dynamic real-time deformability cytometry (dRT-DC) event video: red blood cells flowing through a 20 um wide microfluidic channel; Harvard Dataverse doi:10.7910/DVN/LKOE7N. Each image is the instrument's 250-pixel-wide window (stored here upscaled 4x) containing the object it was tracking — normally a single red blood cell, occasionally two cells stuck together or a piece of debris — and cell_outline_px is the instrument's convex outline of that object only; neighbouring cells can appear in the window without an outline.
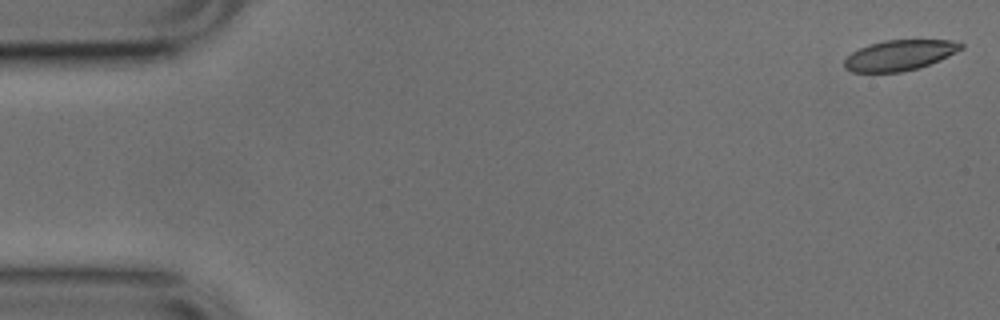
{"species": "common noctule bat (a hibernating species)", "species_latin": "Nyctalus noctula", "temperature_condition": "cold", "stored_images_in_passage": 52, "camera_frame_rate_fps": 3000, "um_per_image_px": 0.085, "animal": {"sex": "male", "body_mass_g": 17.9, "forearm_length_mm": 54.2}, "frame": {"image": 1, "passage_image": 1, "time_ms": 0.0, "image_size_px": [1000, 320], "cell_outline_px": [[964, 48], [940, 60], [920, 68], [900, 72], [852, 72], [844, 68], [844, 60], [852, 52], [868, 44], [884, 40], [952, 40], [964, 44]], "centroid_in_image_um": [76.47, 4.69], "position_along_channel_um": 8.5, "area_um2": 20.81}}
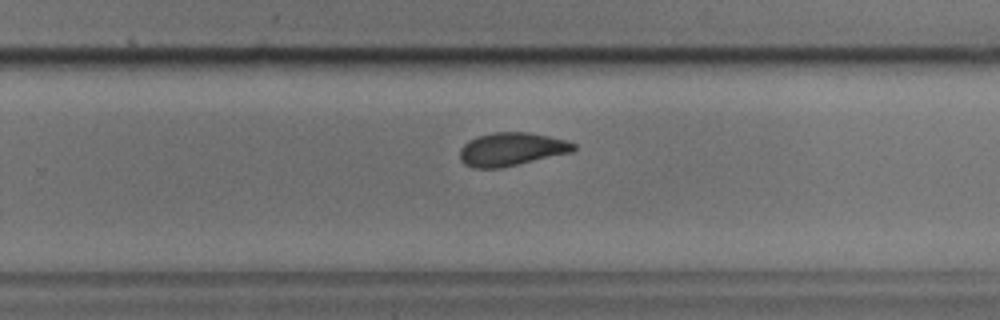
{"frame": {"image": 2, "passage_image": 33, "time_ms": 10.667, "image_size_px": [1000, 320], "cell_outline_px": [[576, 148], [572, 152], [500, 168], [472, 168], [464, 164], [460, 160], [460, 148], [468, 140], [492, 132], [528, 132], [548, 136], [564, 140], [576, 144]], "centroid_in_image_um": [43.45, 12.69], "position_along_channel_um": 286.4, "area_um2": 21.96}}
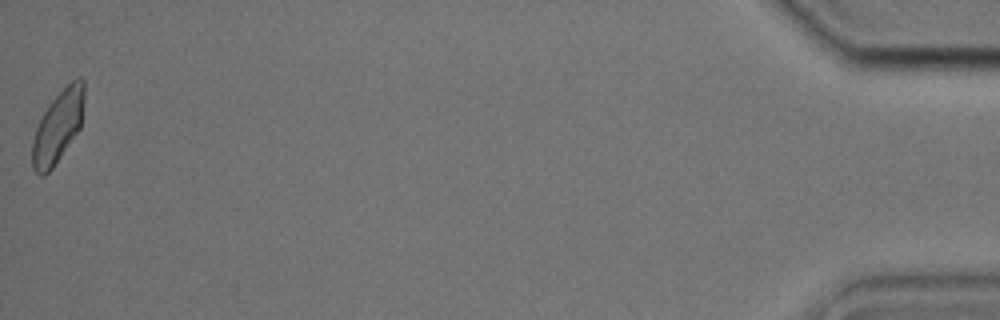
{"frame": {"image": 3, "passage_image": 52, "time_ms": 17.0, "image_size_px": [1000, 320], "cell_outline_px": [[84, 100], [80, 128], [52, 168], [44, 176], [40, 176], [32, 168], [32, 140], [36, 128], [44, 112], [52, 100], [72, 80], [80, 76], [84, 80]], "centroid_in_image_um": [4.92, 10.76], "position_along_channel_um": 430.3, "area_um2": 21.5}, "authors_computed_cell_mechanics": {"area_um2": 22.0218, "velocity_mm_per_s": 3.7986, "shape_relaxation_time_tau1_ms": 4.9388, "shape_relaxation_time_tau2_ms": 1.4692, "deformation_change_tau1": 0.1228, "deformation_change_tau2": 0.0604}}